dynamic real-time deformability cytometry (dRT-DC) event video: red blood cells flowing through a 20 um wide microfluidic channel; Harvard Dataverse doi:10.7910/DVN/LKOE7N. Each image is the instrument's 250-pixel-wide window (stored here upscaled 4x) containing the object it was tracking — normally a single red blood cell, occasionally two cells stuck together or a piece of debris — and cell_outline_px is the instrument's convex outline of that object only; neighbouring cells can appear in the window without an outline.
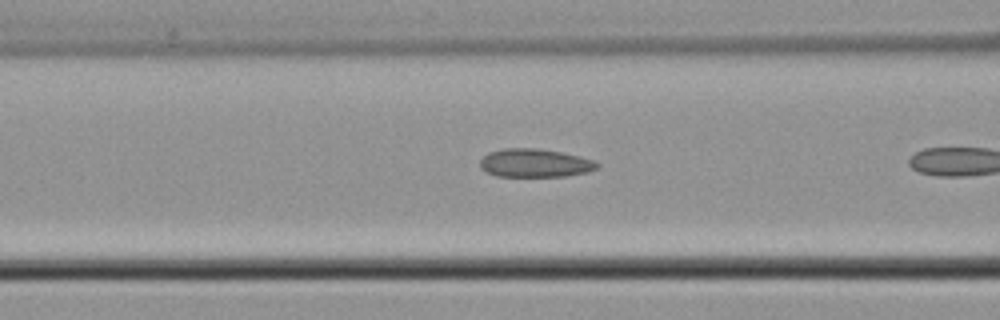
{"species": "common noctule bat (a hibernating species)", "species_latin": "Nyctalus noctula", "temperature_condition": "cold", "stored_images_in_passage": 8, "camera_frame_rate_fps": 3000, "um_per_image_px": 0.085, "animal": {"sex": "male", "body_mass_g": 21.5, "forearm_length_mm": 52.0}, "frame": {"image": 1, "passage_image": 7, "time_ms": 2.0, "image_size_px": [1000, 320], "cell_outline_px": [[600, 164], [596, 168], [588, 172], [568, 176], [496, 176], [480, 168], [480, 160], [488, 152], [504, 148], [540, 148], [580, 156], [592, 160]], "centroid_in_image_um": [45.46, 13.85], "position_along_channel_um": 121.1, "area_um2": 19.36}}